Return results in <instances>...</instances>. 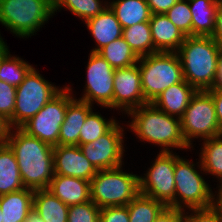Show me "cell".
<instances>
[{"mask_svg": "<svg viewBox=\"0 0 222 222\" xmlns=\"http://www.w3.org/2000/svg\"><path fill=\"white\" fill-rule=\"evenodd\" d=\"M217 203L222 207V185L218 187Z\"/></svg>", "mask_w": 222, "mask_h": 222, "instance_id": "obj_46", "label": "cell"}, {"mask_svg": "<svg viewBox=\"0 0 222 222\" xmlns=\"http://www.w3.org/2000/svg\"><path fill=\"white\" fill-rule=\"evenodd\" d=\"M108 6L115 13L123 28L141 22H149L151 18L147 0H116L109 2Z\"/></svg>", "mask_w": 222, "mask_h": 222, "instance_id": "obj_25", "label": "cell"}, {"mask_svg": "<svg viewBox=\"0 0 222 222\" xmlns=\"http://www.w3.org/2000/svg\"><path fill=\"white\" fill-rule=\"evenodd\" d=\"M9 129L8 122L0 116V144L5 143Z\"/></svg>", "mask_w": 222, "mask_h": 222, "instance_id": "obj_42", "label": "cell"}, {"mask_svg": "<svg viewBox=\"0 0 222 222\" xmlns=\"http://www.w3.org/2000/svg\"><path fill=\"white\" fill-rule=\"evenodd\" d=\"M72 88L64 87L34 117L20 128L51 146L59 145L60 127L64 121L68 104L74 99Z\"/></svg>", "mask_w": 222, "mask_h": 222, "instance_id": "obj_10", "label": "cell"}, {"mask_svg": "<svg viewBox=\"0 0 222 222\" xmlns=\"http://www.w3.org/2000/svg\"><path fill=\"white\" fill-rule=\"evenodd\" d=\"M116 120L110 118L106 120L101 114L93 112L87 115L79 136V145L97 140L107 133L115 124Z\"/></svg>", "mask_w": 222, "mask_h": 222, "instance_id": "obj_32", "label": "cell"}, {"mask_svg": "<svg viewBox=\"0 0 222 222\" xmlns=\"http://www.w3.org/2000/svg\"><path fill=\"white\" fill-rule=\"evenodd\" d=\"M124 129L118 122L93 142L79 145L84 156L97 170L122 166L124 153Z\"/></svg>", "mask_w": 222, "mask_h": 222, "instance_id": "obj_13", "label": "cell"}, {"mask_svg": "<svg viewBox=\"0 0 222 222\" xmlns=\"http://www.w3.org/2000/svg\"><path fill=\"white\" fill-rule=\"evenodd\" d=\"M178 0H147L151 14H165Z\"/></svg>", "mask_w": 222, "mask_h": 222, "instance_id": "obj_39", "label": "cell"}, {"mask_svg": "<svg viewBox=\"0 0 222 222\" xmlns=\"http://www.w3.org/2000/svg\"><path fill=\"white\" fill-rule=\"evenodd\" d=\"M16 103V87L0 80V116L12 128V116Z\"/></svg>", "mask_w": 222, "mask_h": 222, "instance_id": "obj_35", "label": "cell"}, {"mask_svg": "<svg viewBox=\"0 0 222 222\" xmlns=\"http://www.w3.org/2000/svg\"><path fill=\"white\" fill-rule=\"evenodd\" d=\"M1 213H2V210H1V206H0V222H1Z\"/></svg>", "mask_w": 222, "mask_h": 222, "instance_id": "obj_47", "label": "cell"}, {"mask_svg": "<svg viewBox=\"0 0 222 222\" xmlns=\"http://www.w3.org/2000/svg\"><path fill=\"white\" fill-rule=\"evenodd\" d=\"M165 15L186 36H192V13L187 0H178Z\"/></svg>", "mask_w": 222, "mask_h": 222, "instance_id": "obj_33", "label": "cell"}, {"mask_svg": "<svg viewBox=\"0 0 222 222\" xmlns=\"http://www.w3.org/2000/svg\"><path fill=\"white\" fill-rule=\"evenodd\" d=\"M20 171L13 151L6 144H0V195L22 190Z\"/></svg>", "mask_w": 222, "mask_h": 222, "instance_id": "obj_24", "label": "cell"}, {"mask_svg": "<svg viewBox=\"0 0 222 222\" xmlns=\"http://www.w3.org/2000/svg\"><path fill=\"white\" fill-rule=\"evenodd\" d=\"M122 37L139 57L157 53L154 49L149 22L123 28Z\"/></svg>", "mask_w": 222, "mask_h": 222, "instance_id": "obj_28", "label": "cell"}, {"mask_svg": "<svg viewBox=\"0 0 222 222\" xmlns=\"http://www.w3.org/2000/svg\"><path fill=\"white\" fill-rule=\"evenodd\" d=\"M5 143L16 157L24 187L48 189L54 177L53 146L21 128H10Z\"/></svg>", "mask_w": 222, "mask_h": 222, "instance_id": "obj_1", "label": "cell"}, {"mask_svg": "<svg viewBox=\"0 0 222 222\" xmlns=\"http://www.w3.org/2000/svg\"><path fill=\"white\" fill-rule=\"evenodd\" d=\"M196 91L193 86L184 80L168 87L152 104L168 115L181 118Z\"/></svg>", "mask_w": 222, "mask_h": 222, "instance_id": "obj_18", "label": "cell"}, {"mask_svg": "<svg viewBox=\"0 0 222 222\" xmlns=\"http://www.w3.org/2000/svg\"><path fill=\"white\" fill-rule=\"evenodd\" d=\"M100 222H129L128 206L100 208Z\"/></svg>", "mask_w": 222, "mask_h": 222, "instance_id": "obj_37", "label": "cell"}, {"mask_svg": "<svg viewBox=\"0 0 222 222\" xmlns=\"http://www.w3.org/2000/svg\"><path fill=\"white\" fill-rule=\"evenodd\" d=\"M129 222H154L166 206L139 193L128 204Z\"/></svg>", "mask_w": 222, "mask_h": 222, "instance_id": "obj_29", "label": "cell"}, {"mask_svg": "<svg viewBox=\"0 0 222 222\" xmlns=\"http://www.w3.org/2000/svg\"><path fill=\"white\" fill-rule=\"evenodd\" d=\"M85 24L97 44L91 52H98L110 42L122 37L123 27L110 7L86 20Z\"/></svg>", "mask_w": 222, "mask_h": 222, "instance_id": "obj_20", "label": "cell"}, {"mask_svg": "<svg viewBox=\"0 0 222 222\" xmlns=\"http://www.w3.org/2000/svg\"><path fill=\"white\" fill-rule=\"evenodd\" d=\"M88 60L84 95L78 100L112 109L115 69L97 52L90 51Z\"/></svg>", "mask_w": 222, "mask_h": 222, "instance_id": "obj_12", "label": "cell"}, {"mask_svg": "<svg viewBox=\"0 0 222 222\" xmlns=\"http://www.w3.org/2000/svg\"><path fill=\"white\" fill-rule=\"evenodd\" d=\"M176 155L172 152H159L145 176H139V191L166 207L175 208L174 167Z\"/></svg>", "mask_w": 222, "mask_h": 222, "instance_id": "obj_11", "label": "cell"}, {"mask_svg": "<svg viewBox=\"0 0 222 222\" xmlns=\"http://www.w3.org/2000/svg\"><path fill=\"white\" fill-rule=\"evenodd\" d=\"M220 49L221 46L212 37L186 36L177 51L184 80L197 91L216 87Z\"/></svg>", "mask_w": 222, "mask_h": 222, "instance_id": "obj_2", "label": "cell"}, {"mask_svg": "<svg viewBox=\"0 0 222 222\" xmlns=\"http://www.w3.org/2000/svg\"><path fill=\"white\" fill-rule=\"evenodd\" d=\"M217 67L216 87H222V47L220 49Z\"/></svg>", "mask_w": 222, "mask_h": 222, "instance_id": "obj_43", "label": "cell"}, {"mask_svg": "<svg viewBox=\"0 0 222 222\" xmlns=\"http://www.w3.org/2000/svg\"><path fill=\"white\" fill-rule=\"evenodd\" d=\"M207 91L212 95L217 121L219 128L222 131V87H214Z\"/></svg>", "mask_w": 222, "mask_h": 222, "instance_id": "obj_40", "label": "cell"}, {"mask_svg": "<svg viewBox=\"0 0 222 222\" xmlns=\"http://www.w3.org/2000/svg\"><path fill=\"white\" fill-rule=\"evenodd\" d=\"M25 222H44L35 212H31Z\"/></svg>", "mask_w": 222, "mask_h": 222, "instance_id": "obj_44", "label": "cell"}, {"mask_svg": "<svg viewBox=\"0 0 222 222\" xmlns=\"http://www.w3.org/2000/svg\"><path fill=\"white\" fill-rule=\"evenodd\" d=\"M180 122L183 137L190 147L192 138L205 140L222 134L212 95L207 90L196 91Z\"/></svg>", "mask_w": 222, "mask_h": 222, "instance_id": "obj_9", "label": "cell"}, {"mask_svg": "<svg viewBox=\"0 0 222 222\" xmlns=\"http://www.w3.org/2000/svg\"><path fill=\"white\" fill-rule=\"evenodd\" d=\"M212 38L222 47V0L216 13L215 29Z\"/></svg>", "mask_w": 222, "mask_h": 222, "instance_id": "obj_41", "label": "cell"}, {"mask_svg": "<svg viewBox=\"0 0 222 222\" xmlns=\"http://www.w3.org/2000/svg\"><path fill=\"white\" fill-rule=\"evenodd\" d=\"M154 222H183V210L166 207Z\"/></svg>", "mask_w": 222, "mask_h": 222, "instance_id": "obj_38", "label": "cell"}, {"mask_svg": "<svg viewBox=\"0 0 222 222\" xmlns=\"http://www.w3.org/2000/svg\"><path fill=\"white\" fill-rule=\"evenodd\" d=\"M201 156L198 167L203 172L216 176L219 179V186L222 185V134L205 139L201 148Z\"/></svg>", "mask_w": 222, "mask_h": 222, "instance_id": "obj_26", "label": "cell"}, {"mask_svg": "<svg viewBox=\"0 0 222 222\" xmlns=\"http://www.w3.org/2000/svg\"><path fill=\"white\" fill-rule=\"evenodd\" d=\"M176 155L174 167L175 209L207 208L217 203L209 184L195 168L196 164ZM183 204V205H182Z\"/></svg>", "mask_w": 222, "mask_h": 222, "instance_id": "obj_7", "label": "cell"}, {"mask_svg": "<svg viewBox=\"0 0 222 222\" xmlns=\"http://www.w3.org/2000/svg\"><path fill=\"white\" fill-rule=\"evenodd\" d=\"M52 15L53 0H0V23L19 38L36 34Z\"/></svg>", "mask_w": 222, "mask_h": 222, "instance_id": "obj_5", "label": "cell"}, {"mask_svg": "<svg viewBox=\"0 0 222 222\" xmlns=\"http://www.w3.org/2000/svg\"><path fill=\"white\" fill-rule=\"evenodd\" d=\"M144 98L152 103L171 85L184 81L182 64L177 52H157L138 60Z\"/></svg>", "mask_w": 222, "mask_h": 222, "instance_id": "obj_4", "label": "cell"}, {"mask_svg": "<svg viewBox=\"0 0 222 222\" xmlns=\"http://www.w3.org/2000/svg\"><path fill=\"white\" fill-rule=\"evenodd\" d=\"M192 36L212 37L220 0H189Z\"/></svg>", "mask_w": 222, "mask_h": 222, "instance_id": "obj_22", "label": "cell"}, {"mask_svg": "<svg viewBox=\"0 0 222 222\" xmlns=\"http://www.w3.org/2000/svg\"><path fill=\"white\" fill-rule=\"evenodd\" d=\"M99 53L114 69L128 68L138 63L139 56L123 37L101 48Z\"/></svg>", "mask_w": 222, "mask_h": 222, "instance_id": "obj_27", "label": "cell"}, {"mask_svg": "<svg viewBox=\"0 0 222 222\" xmlns=\"http://www.w3.org/2000/svg\"><path fill=\"white\" fill-rule=\"evenodd\" d=\"M68 209L50 190H34L33 212L44 222H67Z\"/></svg>", "mask_w": 222, "mask_h": 222, "instance_id": "obj_23", "label": "cell"}, {"mask_svg": "<svg viewBox=\"0 0 222 222\" xmlns=\"http://www.w3.org/2000/svg\"><path fill=\"white\" fill-rule=\"evenodd\" d=\"M129 115L133 118L129 127L135 136L161 146V152H171V148H191L183 137L180 118L166 114L152 103L132 109Z\"/></svg>", "mask_w": 222, "mask_h": 222, "instance_id": "obj_3", "label": "cell"}, {"mask_svg": "<svg viewBox=\"0 0 222 222\" xmlns=\"http://www.w3.org/2000/svg\"><path fill=\"white\" fill-rule=\"evenodd\" d=\"M104 5L100 0H53V12L64 7L85 22L108 8V1L104 2Z\"/></svg>", "mask_w": 222, "mask_h": 222, "instance_id": "obj_31", "label": "cell"}, {"mask_svg": "<svg viewBox=\"0 0 222 222\" xmlns=\"http://www.w3.org/2000/svg\"><path fill=\"white\" fill-rule=\"evenodd\" d=\"M48 190L68 206L91 200L90 181L81 178L54 175Z\"/></svg>", "mask_w": 222, "mask_h": 222, "instance_id": "obj_17", "label": "cell"}, {"mask_svg": "<svg viewBox=\"0 0 222 222\" xmlns=\"http://www.w3.org/2000/svg\"><path fill=\"white\" fill-rule=\"evenodd\" d=\"M190 212L185 214L183 211V222H222V207L218 203L207 208L190 209Z\"/></svg>", "mask_w": 222, "mask_h": 222, "instance_id": "obj_36", "label": "cell"}, {"mask_svg": "<svg viewBox=\"0 0 222 222\" xmlns=\"http://www.w3.org/2000/svg\"><path fill=\"white\" fill-rule=\"evenodd\" d=\"M67 222H100V208L91 200L69 206Z\"/></svg>", "mask_w": 222, "mask_h": 222, "instance_id": "obj_34", "label": "cell"}, {"mask_svg": "<svg viewBox=\"0 0 222 222\" xmlns=\"http://www.w3.org/2000/svg\"><path fill=\"white\" fill-rule=\"evenodd\" d=\"M154 49L157 52H177L186 35L165 14H151L149 20Z\"/></svg>", "mask_w": 222, "mask_h": 222, "instance_id": "obj_16", "label": "cell"}, {"mask_svg": "<svg viewBox=\"0 0 222 222\" xmlns=\"http://www.w3.org/2000/svg\"><path fill=\"white\" fill-rule=\"evenodd\" d=\"M63 88L51 84L32 67L23 82L16 87V103L12 128H20L34 117Z\"/></svg>", "mask_w": 222, "mask_h": 222, "instance_id": "obj_8", "label": "cell"}, {"mask_svg": "<svg viewBox=\"0 0 222 222\" xmlns=\"http://www.w3.org/2000/svg\"><path fill=\"white\" fill-rule=\"evenodd\" d=\"M53 162L54 175H63L91 181L98 172L84 156L78 145L53 146Z\"/></svg>", "mask_w": 222, "mask_h": 222, "instance_id": "obj_15", "label": "cell"}, {"mask_svg": "<svg viewBox=\"0 0 222 222\" xmlns=\"http://www.w3.org/2000/svg\"><path fill=\"white\" fill-rule=\"evenodd\" d=\"M8 46L6 43H4L1 35H0V59L3 57V55L8 51Z\"/></svg>", "mask_w": 222, "mask_h": 222, "instance_id": "obj_45", "label": "cell"}, {"mask_svg": "<svg viewBox=\"0 0 222 222\" xmlns=\"http://www.w3.org/2000/svg\"><path fill=\"white\" fill-rule=\"evenodd\" d=\"M34 190H22L0 195L1 222H25L33 211Z\"/></svg>", "mask_w": 222, "mask_h": 222, "instance_id": "obj_21", "label": "cell"}, {"mask_svg": "<svg viewBox=\"0 0 222 222\" xmlns=\"http://www.w3.org/2000/svg\"><path fill=\"white\" fill-rule=\"evenodd\" d=\"M121 169L98 170L91 179V201L99 208L127 205L140 193L139 176Z\"/></svg>", "mask_w": 222, "mask_h": 222, "instance_id": "obj_6", "label": "cell"}, {"mask_svg": "<svg viewBox=\"0 0 222 222\" xmlns=\"http://www.w3.org/2000/svg\"><path fill=\"white\" fill-rule=\"evenodd\" d=\"M32 67L23 59L11 56L8 50L0 59V80L18 87Z\"/></svg>", "mask_w": 222, "mask_h": 222, "instance_id": "obj_30", "label": "cell"}, {"mask_svg": "<svg viewBox=\"0 0 222 222\" xmlns=\"http://www.w3.org/2000/svg\"><path fill=\"white\" fill-rule=\"evenodd\" d=\"M87 102L73 99L67 106L64 121L60 127L59 145L79 146V136L87 115L92 111Z\"/></svg>", "mask_w": 222, "mask_h": 222, "instance_id": "obj_19", "label": "cell"}, {"mask_svg": "<svg viewBox=\"0 0 222 222\" xmlns=\"http://www.w3.org/2000/svg\"><path fill=\"white\" fill-rule=\"evenodd\" d=\"M148 104L141 86L138 64L128 68L115 69L113 108L128 114L132 109Z\"/></svg>", "mask_w": 222, "mask_h": 222, "instance_id": "obj_14", "label": "cell"}]
</instances>
